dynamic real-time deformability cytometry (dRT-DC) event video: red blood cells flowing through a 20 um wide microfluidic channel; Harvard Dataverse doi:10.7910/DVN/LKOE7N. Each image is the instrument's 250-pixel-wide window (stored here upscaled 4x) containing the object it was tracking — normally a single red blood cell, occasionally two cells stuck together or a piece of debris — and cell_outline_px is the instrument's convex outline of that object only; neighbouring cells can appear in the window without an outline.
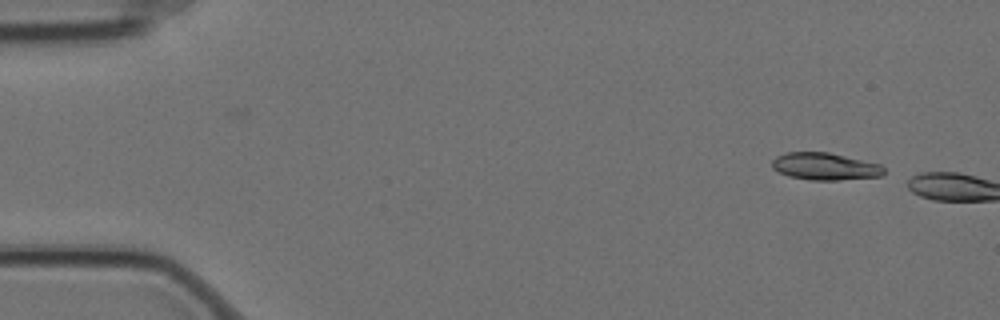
{"species": "Egyptian fruit bat (a non-hibernating species)", "species_latin": "Rousettus aegyptiacus", "temperature_condition": "cold", "stored_images_in_passage": 2, "camera_frame_rate_fps": 3000, "um_per_image_px": 0.085, "animal": {"sex": "female"}, "frame": {"image": 1, "passage_image": 1, "time_ms": 0.0, "image_size_px": [1000, 320], "cell_outline_px": [[884, 176], [840, 180], [808, 180], [788, 176], [772, 168], [772, 160], [776, 156], [788, 152], [828, 152], [880, 164], [884, 168]], "centroid_in_image_um": [70.13, 14.15], "position_along_channel_um": 14.9, "area_um2": 17.8}}